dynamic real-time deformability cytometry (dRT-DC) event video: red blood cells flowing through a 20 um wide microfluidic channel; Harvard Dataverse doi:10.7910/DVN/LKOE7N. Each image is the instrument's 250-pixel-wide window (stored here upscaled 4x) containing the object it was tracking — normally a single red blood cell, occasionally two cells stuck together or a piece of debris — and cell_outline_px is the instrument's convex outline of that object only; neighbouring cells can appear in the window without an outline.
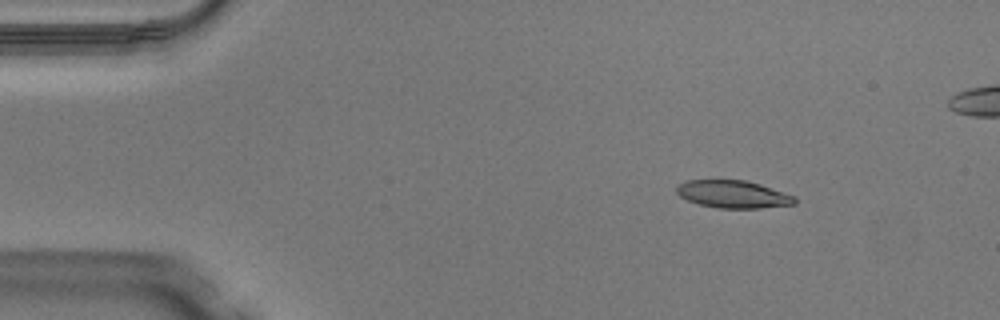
{"species": "Egyptian fruit bat (a non-hibernating species)", "species_latin": "Rousettus aegyptiacus", "temperature_condition": "warm", "stored_images_in_passage": 46, "camera_frame_rate_fps": 3000, "um_per_image_px": 0.085, "animal": {"sex": "male"}, "frame": {"image": 1, "passage_image": 6, "time_ms": 1.667, "image_size_px": [1000, 320], "cell_outline_px": [[796, 204], [760, 208], [716, 208], [700, 204], [688, 200], [680, 196], [676, 192], [676, 188], [680, 184], [688, 180], [744, 180], [760, 184], [796, 196]], "centroid_in_image_um": [62.34, 16.51], "position_along_channel_um": 22.7, "area_um2": 18.9}}
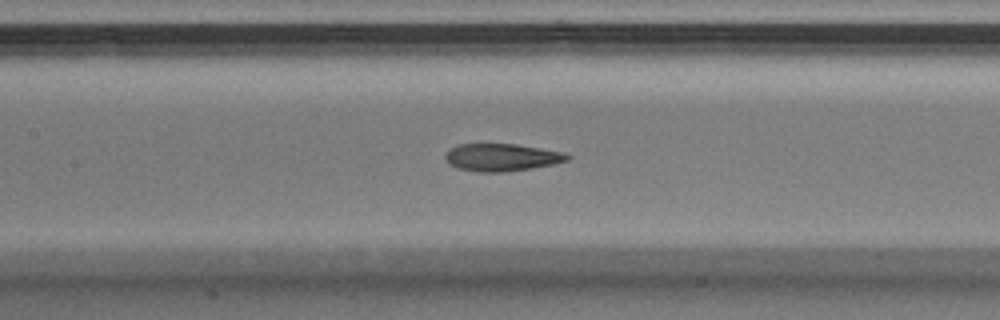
{"frame": {"image": 2, "passage_image": 22, "time_ms": 7.0, "image_size_px": [1000, 320], "cell_outline_px": [[572, 156], [568, 160], [552, 164], [532, 168], [504, 172], [480, 172], [456, 168], [448, 164], [444, 156], [452, 148], [460, 144], [516, 144], [564, 152]], "centroid_in_image_um": [42.65, 13.38], "position_along_channel_um": 164.8, "area_um2": 19.48}}
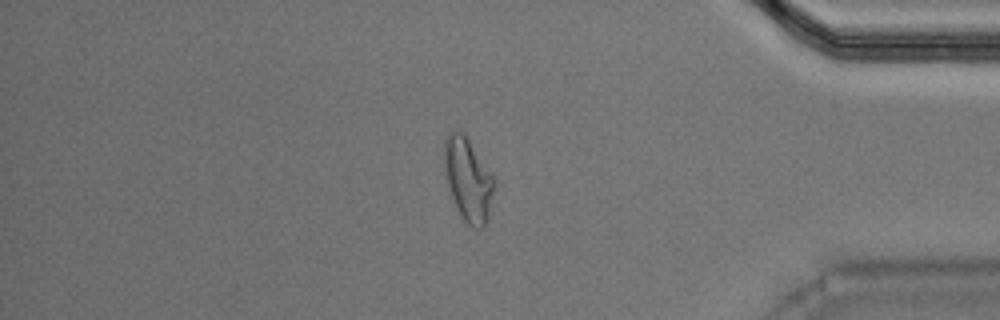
{"frame": {"image": 3, "passage_image": 41, "time_ms": 13.333, "image_size_px": [1000, 320], "cell_outline_px": [[492, 192], [488, 220], [484, 228], [480, 232], [472, 228], [464, 220], [448, 188], [444, 160], [444, 140], [448, 132], [456, 128], [460, 128], [464, 132], [492, 176]], "centroid_in_image_um": [39.75, 15.24], "position_along_channel_um": 395.4, "area_um2": 23.87}}